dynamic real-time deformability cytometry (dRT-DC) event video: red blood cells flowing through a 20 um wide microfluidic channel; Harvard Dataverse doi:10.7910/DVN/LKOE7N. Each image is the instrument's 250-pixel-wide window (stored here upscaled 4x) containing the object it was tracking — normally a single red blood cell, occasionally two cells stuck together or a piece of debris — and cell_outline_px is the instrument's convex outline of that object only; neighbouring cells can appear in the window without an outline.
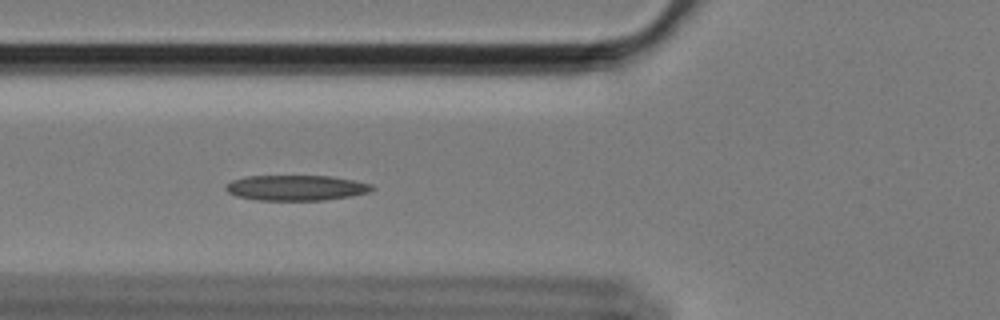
{"species": "Egyptian fruit bat (a non-hibernating species)", "species_latin": "Rousettus aegyptiacus", "temperature_condition": "cold", "stored_images_in_passage": 43, "camera_frame_rate_fps": 3000, "um_per_image_px": 0.085, "animal": {"sex": "female"}, "frame": {"image": 1, "passage_image": 6, "time_ms": 1.667, "image_size_px": [1000, 320], "cell_outline_px": [[376, 188], [368, 192], [352, 196], [324, 200], [256, 200], [236, 196], [228, 192], [224, 188], [232, 180], [248, 176], [332, 176], [372, 184]], "centroid_in_image_um": [25.18, 15.96], "position_along_channel_um": 100.6, "area_um2": 21.62}}
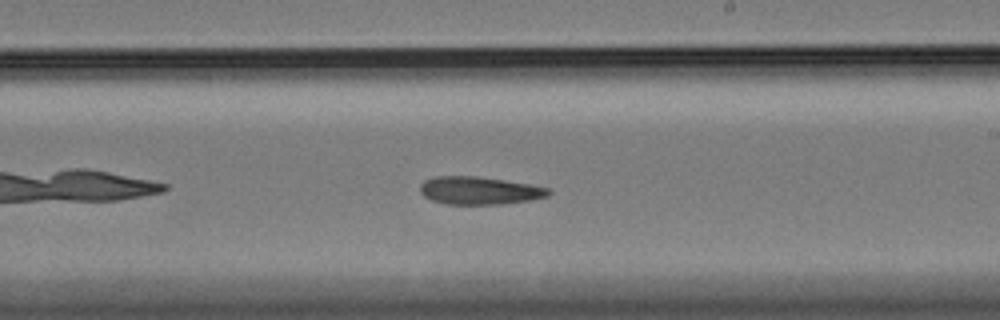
{"frame": {"image": 2, "passage_image": 19, "time_ms": 6.0, "image_size_px": [1000, 320], "cell_outline_px": [[552, 192], [548, 196], [532, 200], [500, 204], [448, 204], [432, 200], [424, 196], [420, 192], [420, 184], [424, 180], [436, 176], [476, 176], [532, 184], [548, 188]], "centroid_in_image_um": [40.76, 16.19], "position_along_channel_um": 248.2, "area_um2": 20.87}}
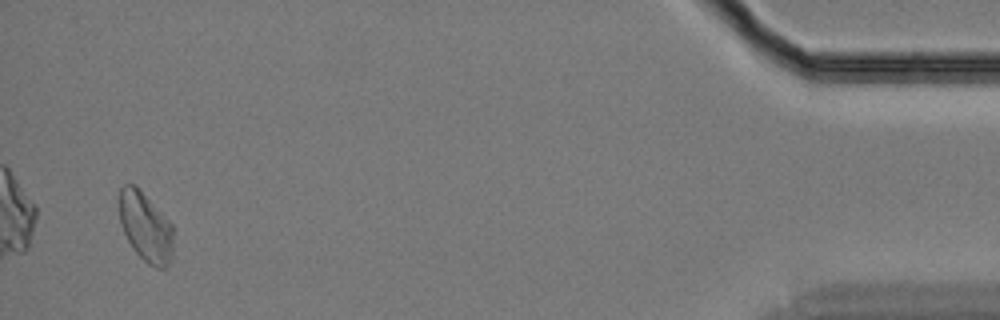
{"frame": {"image": 3, "passage_image": 41, "time_ms": 13.333, "image_size_px": [1000, 320], "cell_outline_px": [[172, 256], [168, 264], [164, 268], [156, 268], [148, 264], [132, 248], [120, 224], [120, 188], [124, 184], [136, 184], [172, 224]], "centroid_in_image_um": [12.37, 19.28], "position_along_channel_um": 422.8, "area_um2": 21.73}}